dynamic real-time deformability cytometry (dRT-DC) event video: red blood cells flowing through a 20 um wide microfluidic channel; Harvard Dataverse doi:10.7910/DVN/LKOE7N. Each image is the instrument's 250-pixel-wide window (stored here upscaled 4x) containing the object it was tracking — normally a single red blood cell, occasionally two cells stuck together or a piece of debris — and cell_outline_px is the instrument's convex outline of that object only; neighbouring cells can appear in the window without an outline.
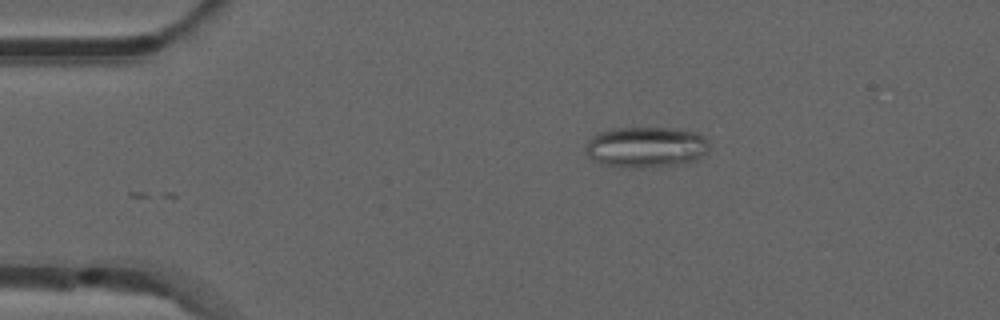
{"species": "common noctule bat (a hibernating species)", "species_latin": "Nyctalus noctula", "temperature_condition": "room temperature", "stored_images_in_passage": 38, "camera_frame_rate_fps": 3000, "um_per_image_px": 0.085, "animal": {"sex": "male", "forearm_length_mm": 52.5}, "frame": {"image": 1, "passage_image": 1, "time_ms": 0.0, "image_size_px": [1000, 320], "cell_outline_px": [[708, 152], [696, 160], [680, 164], [648, 168], [632, 168], [600, 164], [592, 160], [584, 152], [584, 148], [588, 140], [596, 132], [612, 128], [676, 128], [696, 132], [708, 144]], "centroid_in_image_um": [54.84, 12.51], "position_along_channel_um": 30.2, "area_um2": 29.82}}
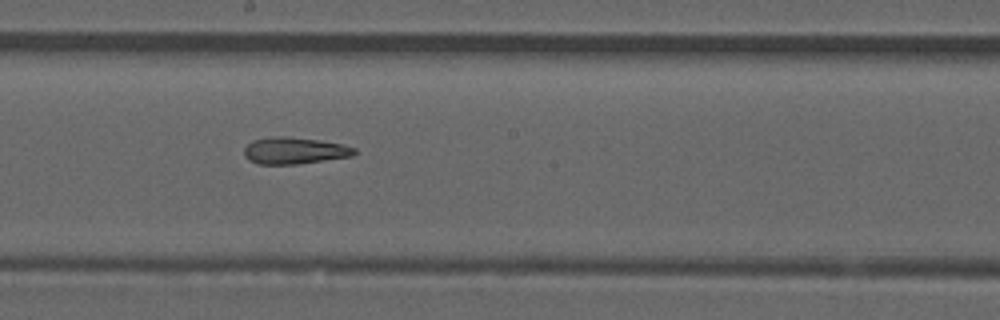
{"frame": {"image": 2, "passage_image": 20, "time_ms": 6.333, "image_size_px": [1000, 320], "cell_outline_px": [[356, 152], [352, 156], [296, 164], [256, 164], [248, 160], [244, 156], [244, 148], [252, 140], [272, 136], [288, 136], [320, 140], [340, 144], [356, 148]], "centroid_in_image_um": [24.98, 12.8], "position_along_channel_um": 223.2, "area_um2": 17.22}}
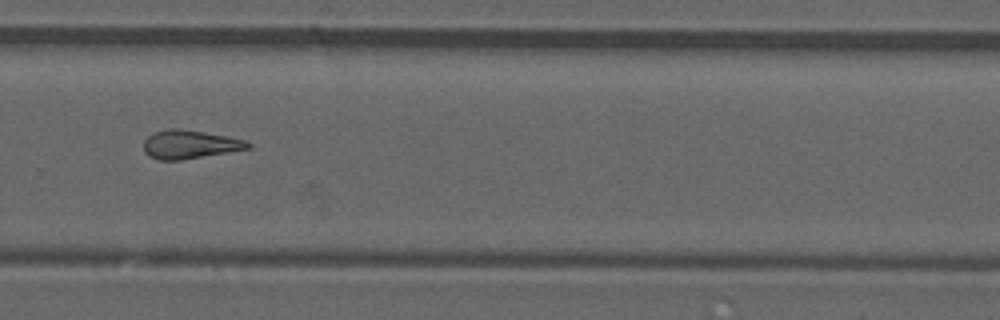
{"frame": {"image": 3, "passage_image": 27, "time_ms": 8.667, "image_size_px": [1000, 320], "cell_outline_px": [[252, 144], [248, 148], [228, 152], [180, 160], [160, 160], [148, 156], [144, 152], [144, 140], [152, 132], [168, 128], [180, 128], [228, 136], [244, 140]], "centroid_in_image_um": [16.08, 12.26], "position_along_channel_um": 313.7, "area_um2": 17.34}, "authors_computed_cell_mechanics": {"area_um2": 17.2533, "velocity_mm_per_s": 3.8996, "shape_relaxation_time_tau1_ms": null, "shape_relaxation_time_tau2_ms": 5.4316, "deformation_change_tau1": null, "deformation_change_tau2": 0.1619}}